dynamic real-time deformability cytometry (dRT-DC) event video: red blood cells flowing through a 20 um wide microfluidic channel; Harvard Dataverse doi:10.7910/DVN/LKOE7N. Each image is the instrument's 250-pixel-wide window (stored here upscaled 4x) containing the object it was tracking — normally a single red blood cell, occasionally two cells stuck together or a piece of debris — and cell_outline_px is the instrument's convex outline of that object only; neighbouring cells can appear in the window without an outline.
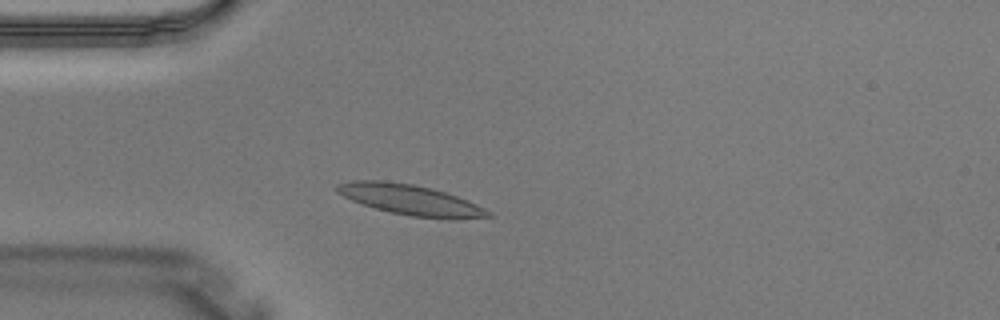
{"species": "Egyptian fruit bat (a non-hibernating species)", "species_latin": "Rousettus aegyptiacus", "temperature_condition": "warm", "stored_images_in_passage": 1, "camera_frame_rate_fps": 3000, "um_per_image_px": 0.085, "animal": {"sex": "male"}, "frame": {"image": 1, "passage_image": 1, "time_ms": 0.0, "image_size_px": [1000, 320], "cell_outline_px": [[492, 216], [460, 220], [448, 220], [412, 216], [392, 212], [376, 208], [352, 200], [336, 192], [336, 184], [352, 180], [380, 180], [412, 184], [432, 188], [456, 196], [476, 204], [492, 212]], "centroid_in_image_um": [34.93, 17.0], "position_along_channel_um": 50.1, "area_um2": 26.76}}